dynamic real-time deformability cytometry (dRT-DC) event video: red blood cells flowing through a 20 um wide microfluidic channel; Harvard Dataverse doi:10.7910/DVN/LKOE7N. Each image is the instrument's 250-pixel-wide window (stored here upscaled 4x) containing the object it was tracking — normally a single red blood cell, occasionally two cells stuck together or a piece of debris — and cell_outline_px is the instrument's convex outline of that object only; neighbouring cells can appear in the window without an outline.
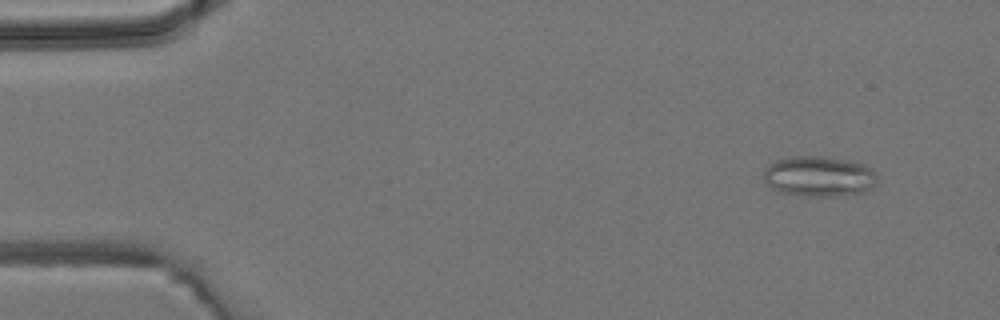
{"species": "common noctule bat (a hibernating species)", "species_latin": "Nyctalus noctula", "temperature_condition": "room temperature", "stored_images_in_passage": 4, "camera_frame_rate_fps": 3000, "um_per_image_px": 0.085, "animal": {"sex": "male", "body_mass_g": 19.2, "forearm_length_mm": 51.8}, "frame": {"image": 1, "passage_image": 1, "time_ms": 0.0, "image_size_px": [1000, 320], "cell_outline_px": [[876, 184], [872, 188], [864, 192], [844, 196], [804, 196], [780, 192], [772, 188], [764, 180], [764, 168], [776, 160], [792, 156], [820, 156], [848, 160], [864, 164], [872, 168], [876, 176]], "centroid_in_image_um": [69.63, 14.99], "position_along_channel_um": 15.4, "area_um2": 26.99}}